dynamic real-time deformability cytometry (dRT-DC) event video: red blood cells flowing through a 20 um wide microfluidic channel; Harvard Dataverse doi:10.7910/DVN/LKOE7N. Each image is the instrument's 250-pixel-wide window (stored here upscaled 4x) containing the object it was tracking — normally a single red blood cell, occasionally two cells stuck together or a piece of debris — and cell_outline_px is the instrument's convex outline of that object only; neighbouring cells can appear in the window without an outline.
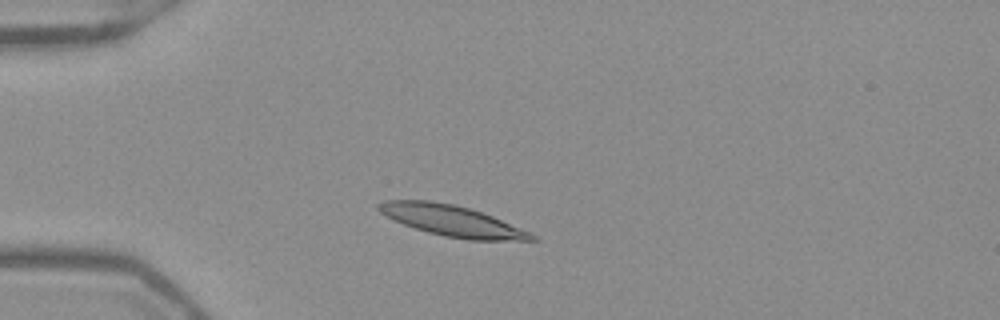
{"species": "Egyptian fruit bat (a non-hibernating species)", "species_latin": "Rousettus aegyptiacus", "temperature_condition": "warm", "stored_images_in_passage": 46, "camera_frame_rate_fps": 3000, "um_per_image_px": 0.085, "frame": {"image": 1, "passage_image": 8, "time_ms": 2.333, "image_size_px": [1000, 320], "cell_outline_px": [[540, 240], [468, 240], [444, 236], [428, 232], [404, 224], [380, 212], [376, 208], [376, 204], [384, 200], [432, 200], [456, 204], [492, 216], [532, 232]], "centroid_in_image_um": [38.44, 18.76], "position_along_channel_um": 46.6, "area_um2": 27.51}}
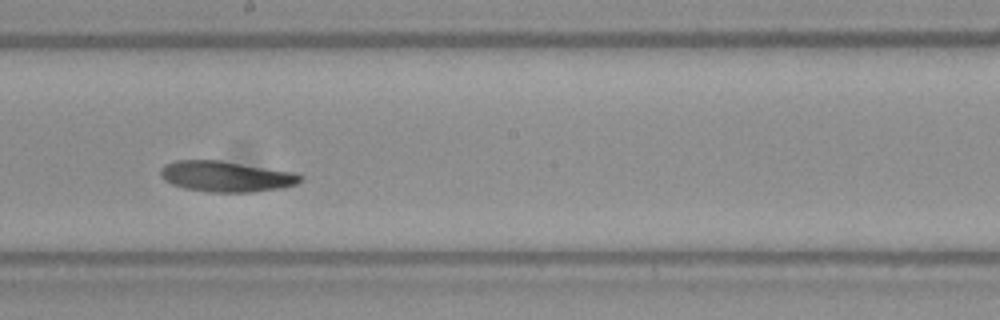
{"frame": {"image": 2, "passage_image": 24, "time_ms": 7.667, "image_size_px": [1000, 320], "cell_outline_px": [[304, 180], [296, 184], [284, 188], [252, 192], [208, 192], [184, 188], [172, 184], [164, 180], [160, 176], [160, 168], [164, 164], [176, 160], [220, 160], [296, 172], [304, 176]], "centroid_in_image_um": [19.25, 14.99], "position_along_channel_um": 228.9, "area_um2": 25.43}}
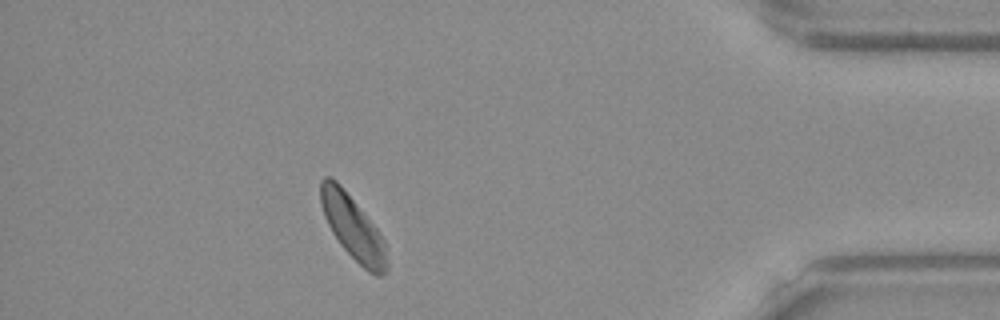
{"frame": {"image": 3, "passage_image": 41, "time_ms": 13.333, "image_size_px": [1000, 320], "cell_outline_px": [[388, 272], [380, 276], [376, 276], [368, 272], [340, 244], [332, 232], [324, 216], [320, 204], [320, 180], [324, 176], [328, 176], [336, 180], [340, 184], [380, 232], [384, 240], [388, 260]], "centroid_in_image_um": [30.01, 19.35], "position_along_channel_um": 405.2, "area_um2": 24.68}, "authors_computed_cell_mechanics": {"area_um2": 25.4031, "velocity_mm_per_s": 3.8604, "shape_relaxation_time_tau1_ms": 4.5631, "shape_relaxation_time_tau2_ms": null, "deformation_change_tau1": 0.1031, "deformation_change_tau2": null}}